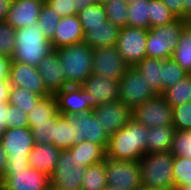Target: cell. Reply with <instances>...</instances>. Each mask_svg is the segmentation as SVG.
<instances>
[{
	"label": "cell",
	"mask_w": 191,
	"mask_h": 190,
	"mask_svg": "<svg viewBox=\"0 0 191 190\" xmlns=\"http://www.w3.org/2000/svg\"><path fill=\"white\" fill-rule=\"evenodd\" d=\"M146 138L147 127L131 118L123 128L110 135L106 157L139 161L146 154Z\"/></svg>",
	"instance_id": "1"
},
{
	"label": "cell",
	"mask_w": 191,
	"mask_h": 190,
	"mask_svg": "<svg viewBox=\"0 0 191 190\" xmlns=\"http://www.w3.org/2000/svg\"><path fill=\"white\" fill-rule=\"evenodd\" d=\"M174 155L171 152L146 153L139 160L141 188L173 190Z\"/></svg>",
	"instance_id": "2"
},
{
	"label": "cell",
	"mask_w": 191,
	"mask_h": 190,
	"mask_svg": "<svg viewBox=\"0 0 191 190\" xmlns=\"http://www.w3.org/2000/svg\"><path fill=\"white\" fill-rule=\"evenodd\" d=\"M15 50L12 61L38 67L39 62L53 51L51 41L38 23L15 29Z\"/></svg>",
	"instance_id": "3"
},
{
	"label": "cell",
	"mask_w": 191,
	"mask_h": 190,
	"mask_svg": "<svg viewBox=\"0 0 191 190\" xmlns=\"http://www.w3.org/2000/svg\"><path fill=\"white\" fill-rule=\"evenodd\" d=\"M56 52L65 69L64 75L68 86H81L92 74L93 49L80 42L60 47Z\"/></svg>",
	"instance_id": "4"
},
{
	"label": "cell",
	"mask_w": 191,
	"mask_h": 190,
	"mask_svg": "<svg viewBox=\"0 0 191 190\" xmlns=\"http://www.w3.org/2000/svg\"><path fill=\"white\" fill-rule=\"evenodd\" d=\"M189 22L177 18L175 21L148 29L146 41L147 57L158 59L171 58L176 49L180 35Z\"/></svg>",
	"instance_id": "5"
},
{
	"label": "cell",
	"mask_w": 191,
	"mask_h": 190,
	"mask_svg": "<svg viewBox=\"0 0 191 190\" xmlns=\"http://www.w3.org/2000/svg\"><path fill=\"white\" fill-rule=\"evenodd\" d=\"M71 126H74V144L81 141H90L101 145L105 150L108 147L109 135L98 122L92 110L78 114H61Z\"/></svg>",
	"instance_id": "6"
},
{
	"label": "cell",
	"mask_w": 191,
	"mask_h": 190,
	"mask_svg": "<svg viewBox=\"0 0 191 190\" xmlns=\"http://www.w3.org/2000/svg\"><path fill=\"white\" fill-rule=\"evenodd\" d=\"M155 95L144 76L134 66L129 67L119 80L118 100L131 110Z\"/></svg>",
	"instance_id": "7"
},
{
	"label": "cell",
	"mask_w": 191,
	"mask_h": 190,
	"mask_svg": "<svg viewBox=\"0 0 191 190\" xmlns=\"http://www.w3.org/2000/svg\"><path fill=\"white\" fill-rule=\"evenodd\" d=\"M87 167L79 166L69 150H61L58 162L50 175V184L59 190H81Z\"/></svg>",
	"instance_id": "8"
},
{
	"label": "cell",
	"mask_w": 191,
	"mask_h": 190,
	"mask_svg": "<svg viewBox=\"0 0 191 190\" xmlns=\"http://www.w3.org/2000/svg\"><path fill=\"white\" fill-rule=\"evenodd\" d=\"M106 180L108 186L123 190L141 188L139 161L117 160L105 157Z\"/></svg>",
	"instance_id": "9"
},
{
	"label": "cell",
	"mask_w": 191,
	"mask_h": 190,
	"mask_svg": "<svg viewBox=\"0 0 191 190\" xmlns=\"http://www.w3.org/2000/svg\"><path fill=\"white\" fill-rule=\"evenodd\" d=\"M132 118L147 128L168 126L173 125V110L159 94L132 109Z\"/></svg>",
	"instance_id": "10"
},
{
	"label": "cell",
	"mask_w": 191,
	"mask_h": 190,
	"mask_svg": "<svg viewBox=\"0 0 191 190\" xmlns=\"http://www.w3.org/2000/svg\"><path fill=\"white\" fill-rule=\"evenodd\" d=\"M148 30L125 26L120 29L116 47L124 61L133 67L145 57Z\"/></svg>",
	"instance_id": "11"
},
{
	"label": "cell",
	"mask_w": 191,
	"mask_h": 190,
	"mask_svg": "<svg viewBox=\"0 0 191 190\" xmlns=\"http://www.w3.org/2000/svg\"><path fill=\"white\" fill-rule=\"evenodd\" d=\"M129 67L118 52L116 45L93 49V74L120 80Z\"/></svg>",
	"instance_id": "12"
},
{
	"label": "cell",
	"mask_w": 191,
	"mask_h": 190,
	"mask_svg": "<svg viewBox=\"0 0 191 190\" xmlns=\"http://www.w3.org/2000/svg\"><path fill=\"white\" fill-rule=\"evenodd\" d=\"M50 185V176L42 171L27 169L5 170L0 190H45Z\"/></svg>",
	"instance_id": "13"
},
{
	"label": "cell",
	"mask_w": 191,
	"mask_h": 190,
	"mask_svg": "<svg viewBox=\"0 0 191 190\" xmlns=\"http://www.w3.org/2000/svg\"><path fill=\"white\" fill-rule=\"evenodd\" d=\"M92 111L109 136L123 128L132 118V110L119 100L96 105Z\"/></svg>",
	"instance_id": "14"
},
{
	"label": "cell",
	"mask_w": 191,
	"mask_h": 190,
	"mask_svg": "<svg viewBox=\"0 0 191 190\" xmlns=\"http://www.w3.org/2000/svg\"><path fill=\"white\" fill-rule=\"evenodd\" d=\"M8 80L10 86L28 89L43 97L51 95L46 89L37 67L12 61Z\"/></svg>",
	"instance_id": "15"
},
{
	"label": "cell",
	"mask_w": 191,
	"mask_h": 190,
	"mask_svg": "<svg viewBox=\"0 0 191 190\" xmlns=\"http://www.w3.org/2000/svg\"><path fill=\"white\" fill-rule=\"evenodd\" d=\"M93 107L118 100L119 80L91 74L81 85Z\"/></svg>",
	"instance_id": "16"
},
{
	"label": "cell",
	"mask_w": 191,
	"mask_h": 190,
	"mask_svg": "<svg viewBox=\"0 0 191 190\" xmlns=\"http://www.w3.org/2000/svg\"><path fill=\"white\" fill-rule=\"evenodd\" d=\"M7 159H28L35 141L30 128H8L1 139Z\"/></svg>",
	"instance_id": "17"
},
{
	"label": "cell",
	"mask_w": 191,
	"mask_h": 190,
	"mask_svg": "<svg viewBox=\"0 0 191 190\" xmlns=\"http://www.w3.org/2000/svg\"><path fill=\"white\" fill-rule=\"evenodd\" d=\"M44 0H13L5 22L14 29L32 27L38 22Z\"/></svg>",
	"instance_id": "18"
},
{
	"label": "cell",
	"mask_w": 191,
	"mask_h": 190,
	"mask_svg": "<svg viewBox=\"0 0 191 190\" xmlns=\"http://www.w3.org/2000/svg\"><path fill=\"white\" fill-rule=\"evenodd\" d=\"M59 114H78L93 109L89 95L81 86H68L54 94Z\"/></svg>",
	"instance_id": "19"
},
{
	"label": "cell",
	"mask_w": 191,
	"mask_h": 190,
	"mask_svg": "<svg viewBox=\"0 0 191 190\" xmlns=\"http://www.w3.org/2000/svg\"><path fill=\"white\" fill-rule=\"evenodd\" d=\"M38 72L40 73L46 89L51 93L68 87L63 65L60 63L56 50H53L44 57L38 64Z\"/></svg>",
	"instance_id": "20"
},
{
	"label": "cell",
	"mask_w": 191,
	"mask_h": 190,
	"mask_svg": "<svg viewBox=\"0 0 191 190\" xmlns=\"http://www.w3.org/2000/svg\"><path fill=\"white\" fill-rule=\"evenodd\" d=\"M84 30L78 15L61 17L54 34L50 40L53 50L67 45L83 42Z\"/></svg>",
	"instance_id": "21"
},
{
	"label": "cell",
	"mask_w": 191,
	"mask_h": 190,
	"mask_svg": "<svg viewBox=\"0 0 191 190\" xmlns=\"http://www.w3.org/2000/svg\"><path fill=\"white\" fill-rule=\"evenodd\" d=\"M61 150L54 144H35L28 154L29 167L49 176L53 173Z\"/></svg>",
	"instance_id": "22"
},
{
	"label": "cell",
	"mask_w": 191,
	"mask_h": 190,
	"mask_svg": "<svg viewBox=\"0 0 191 190\" xmlns=\"http://www.w3.org/2000/svg\"><path fill=\"white\" fill-rule=\"evenodd\" d=\"M120 29L119 26L107 20L101 26L90 27V30L84 33L83 42L92 49L116 45Z\"/></svg>",
	"instance_id": "23"
},
{
	"label": "cell",
	"mask_w": 191,
	"mask_h": 190,
	"mask_svg": "<svg viewBox=\"0 0 191 190\" xmlns=\"http://www.w3.org/2000/svg\"><path fill=\"white\" fill-rule=\"evenodd\" d=\"M175 131L173 125L147 128L146 153L170 152Z\"/></svg>",
	"instance_id": "24"
},
{
	"label": "cell",
	"mask_w": 191,
	"mask_h": 190,
	"mask_svg": "<svg viewBox=\"0 0 191 190\" xmlns=\"http://www.w3.org/2000/svg\"><path fill=\"white\" fill-rule=\"evenodd\" d=\"M69 151L74 154L78 165L84 167L100 163L106 157V150L101 145L84 140L74 144Z\"/></svg>",
	"instance_id": "25"
},
{
	"label": "cell",
	"mask_w": 191,
	"mask_h": 190,
	"mask_svg": "<svg viewBox=\"0 0 191 190\" xmlns=\"http://www.w3.org/2000/svg\"><path fill=\"white\" fill-rule=\"evenodd\" d=\"M163 59L145 57L134 67L144 76L149 88L156 94H161Z\"/></svg>",
	"instance_id": "26"
},
{
	"label": "cell",
	"mask_w": 191,
	"mask_h": 190,
	"mask_svg": "<svg viewBox=\"0 0 191 190\" xmlns=\"http://www.w3.org/2000/svg\"><path fill=\"white\" fill-rule=\"evenodd\" d=\"M57 102L54 94L42 97L31 112L28 113L29 128L33 123L49 122V119H54L58 115Z\"/></svg>",
	"instance_id": "27"
},
{
	"label": "cell",
	"mask_w": 191,
	"mask_h": 190,
	"mask_svg": "<svg viewBox=\"0 0 191 190\" xmlns=\"http://www.w3.org/2000/svg\"><path fill=\"white\" fill-rule=\"evenodd\" d=\"M183 70L191 74V23L183 29L176 49L171 56Z\"/></svg>",
	"instance_id": "28"
},
{
	"label": "cell",
	"mask_w": 191,
	"mask_h": 190,
	"mask_svg": "<svg viewBox=\"0 0 191 190\" xmlns=\"http://www.w3.org/2000/svg\"><path fill=\"white\" fill-rule=\"evenodd\" d=\"M53 144L60 150H69L74 145V126L61 114L54 118Z\"/></svg>",
	"instance_id": "29"
},
{
	"label": "cell",
	"mask_w": 191,
	"mask_h": 190,
	"mask_svg": "<svg viewBox=\"0 0 191 190\" xmlns=\"http://www.w3.org/2000/svg\"><path fill=\"white\" fill-rule=\"evenodd\" d=\"M150 0H136L128 5L127 26L149 29L150 28Z\"/></svg>",
	"instance_id": "30"
},
{
	"label": "cell",
	"mask_w": 191,
	"mask_h": 190,
	"mask_svg": "<svg viewBox=\"0 0 191 190\" xmlns=\"http://www.w3.org/2000/svg\"><path fill=\"white\" fill-rule=\"evenodd\" d=\"M107 186L105 162L87 167L82 178L81 190H103Z\"/></svg>",
	"instance_id": "31"
},
{
	"label": "cell",
	"mask_w": 191,
	"mask_h": 190,
	"mask_svg": "<svg viewBox=\"0 0 191 190\" xmlns=\"http://www.w3.org/2000/svg\"><path fill=\"white\" fill-rule=\"evenodd\" d=\"M42 97L28 89L11 86L8 103L28 114Z\"/></svg>",
	"instance_id": "32"
},
{
	"label": "cell",
	"mask_w": 191,
	"mask_h": 190,
	"mask_svg": "<svg viewBox=\"0 0 191 190\" xmlns=\"http://www.w3.org/2000/svg\"><path fill=\"white\" fill-rule=\"evenodd\" d=\"M84 33L90 30V27L101 26L107 21V15L103 3H94L93 5L82 9L78 14Z\"/></svg>",
	"instance_id": "33"
},
{
	"label": "cell",
	"mask_w": 191,
	"mask_h": 190,
	"mask_svg": "<svg viewBox=\"0 0 191 190\" xmlns=\"http://www.w3.org/2000/svg\"><path fill=\"white\" fill-rule=\"evenodd\" d=\"M190 74L179 80L172 87L167 88L163 92V97L166 102L171 106H177L179 104H183L185 102H190Z\"/></svg>",
	"instance_id": "34"
},
{
	"label": "cell",
	"mask_w": 191,
	"mask_h": 190,
	"mask_svg": "<svg viewBox=\"0 0 191 190\" xmlns=\"http://www.w3.org/2000/svg\"><path fill=\"white\" fill-rule=\"evenodd\" d=\"M189 73L182 69V67L172 58L163 60L162 64V79H161V94L175 85L179 80L187 77Z\"/></svg>",
	"instance_id": "35"
},
{
	"label": "cell",
	"mask_w": 191,
	"mask_h": 190,
	"mask_svg": "<svg viewBox=\"0 0 191 190\" xmlns=\"http://www.w3.org/2000/svg\"><path fill=\"white\" fill-rule=\"evenodd\" d=\"M103 4L108 21L120 28L127 26L128 5L124 0H106Z\"/></svg>",
	"instance_id": "36"
},
{
	"label": "cell",
	"mask_w": 191,
	"mask_h": 190,
	"mask_svg": "<svg viewBox=\"0 0 191 190\" xmlns=\"http://www.w3.org/2000/svg\"><path fill=\"white\" fill-rule=\"evenodd\" d=\"M177 17L160 0H150V28L162 26L175 21Z\"/></svg>",
	"instance_id": "37"
},
{
	"label": "cell",
	"mask_w": 191,
	"mask_h": 190,
	"mask_svg": "<svg viewBox=\"0 0 191 190\" xmlns=\"http://www.w3.org/2000/svg\"><path fill=\"white\" fill-rule=\"evenodd\" d=\"M60 19L61 16L44 2L37 23L42 27L44 36L49 40L54 37Z\"/></svg>",
	"instance_id": "38"
},
{
	"label": "cell",
	"mask_w": 191,
	"mask_h": 190,
	"mask_svg": "<svg viewBox=\"0 0 191 190\" xmlns=\"http://www.w3.org/2000/svg\"><path fill=\"white\" fill-rule=\"evenodd\" d=\"M170 152L174 156L191 159V130H176Z\"/></svg>",
	"instance_id": "39"
},
{
	"label": "cell",
	"mask_w": 191,
	"mask_h": 190,
	"mask_svg": "<svg viewBox=\"0 0 191 190\" xmlns=\"http://www.w3.org/2000/svg\"><path fill=\"white\" fill-rule=\"evenodd\" d=\"M173 179L175 187L191 185V159L174 156Z\"/></svg>",
	"instance_id": "40"
},
{
	"label": "cell",
	"mask_w": 191,
	"mask_h": 190,
	"mask_svg": "<svg viewBox=\"0 0 191 190\" xmlns=\"http://www.w3.org/2000/svg\"><path fill=\"white\" fill-rule=\"evenodd\" d=\"M15 29L0 21V55L12 58L15 50Z\"/></svg>",
	"instance_id": "41"
},
{
	"label": "cell",
	"mask_w": 191,
	"mask_h": 190,
	"mask_svg": "<svg viewBox=\"0 0 191 190\" xmlns=\"http://www.w3.org/2000/svg\"><path fill=\"white\" fill-rule=\"evenodd\" d=\"M173 126L176 130H191V102L172 107Z\"/></svg>",
	"instance_id": "42"
},
{
	"label": "cell",
	"mask_w": 191,
	"mask_h": 190,
	"mask_svg": "<svg viewBox=\"0 0 191 190\" xmlns=\"http://www.w3.org/2000/svg\"><path fill=\"white\" fill-rule=\"evenodd\" d=\"M30 129L35 144H53L54 119H49V122L33 123Z\"/></svg>",
	"instance_id": "43"
},
{
	"label": "cell",
	"mask_w": 191,
	"mask_h": 190,
	"mask_svg": "<svg viewBox=\"0 0 191 190\" xmlns=\"http://www.w3.org/2000/svg\"><path fill=\"white\" fill-rule=\"evenodd\" d=\"M8 128H29L28 114L20 108L10 105L7 102V119Z\"/></svg>",
	"instance_id": "44"
},
{
	"label": "cell",
	"mask_w": 191,
	"mask_h": 190,
	"mask_svg": "<svg viewBox=\"0 0 191 190\" xmlns=\"http://www.w3.org/2000/svg\"><path fill=\"white\" fill-rule=\"evenodd\" d=\"M61 17L75 15L76 0H44Z\"/></svg>",
	"instance_id": "45"
},
{
	"label": "cell",
	"mask_w": 191,
	"mask_h": 190,
	"mask_svg": "<svg viewBox=\"0 0 191 190\" xmlns=\"http://www.w3.org/2000/svg\"><path fill=\"white\" fill-rule=\"evenodd\" d=\"M160 1H162L177 18L184 20L183 0H160Z\"/></svg>",
	"instance_id": "46"
},
{
	"label": "cell",
	"mask_w": 191,
	"mask_h": 190,
	"mask_svg": "<svg viewBox=\"0 0 191 190\" xmlns=\"http://www.w3.org/2000/svg\"><path fill=\"white\" fill-rule=\"evenodd\" d=\"M11 62V58L0 55V80L9 79Z\"/></svg>",
	"instance_id": "47"
},
{
	"label": "cell",
	"mask_w": 191,
	"mask_h": 190,
	"mask_svg": "<svg viewBox=\"0 0 191 190\" xmlns=\"http://www.w3.org/2000/svg\"><path fill=\"white\" fill-rule=\"evenodd\" d=\"M28 167V159H7L6 162V170L27 169Z\"/></svg>",
	"instance_id": "48"
},
{
	"label": "cell",
	"mask_w": 191,
	"mask_h": 190,
	"mask_svg": "<svg viewBox=\"0 0 191 190\" xmlns=\"http://www.w3.org/2000/svg\"><path fill=\"white\" fill-rule=\"evenodd\" d=\"M7 102L0 103V142L4 132L7 130Z\"/></svg>",
	"instance_id": "49"
},
{
	"label": "cell",
	"mask_w": 191,
	"mask_h": 190,
	"mask_svg": "<svg viewBox=\"0 0 191 190\" xmlns=\"http://www.w3.org/2000/svg\"><path fill=\"white\" fill-rule=\"evenodd\" d=\"M10 88L11 86L8 79L0 80V103L8 102Z\"/></svg>",
	"instance_id": "50"
},
{
	"label": "cell",
	"mask_w": 191,
	"mask_h": 190,
	"mask_svg": "<svg viewBox=\"0 0 191 190\" xmlns=\"http://www.w3.org/2000/svg\"><path fill=\"white\" fill-rule=\"evenodd\" d=\"M13 0H0V21H5Z\"/></svg>",
	"instance_id": "51"
},
{
	"label": "cell",
	"mask_w": 191,
	"mask_h": 190,
	"mask_svg": "<svg viewBox=\"0 0 191 190\" xmlns=\"http://www.w3.org/2000/svg\"><path fill=\"white\" fill-rule=\"evenodd\" d=\"M7 154L0 142V182L6 170Z\"/></svg>",
	"instance_id": "52"
},
{
	"label": "cell",
	"mask_w": 191,
	"mask_h": 190,
	"mask_svg": "<svg viewBox=\"0 0 191 190\" xmlns=\"http://www.w3.org/2000/svg\"><path fill=\"white\" fill-rule=\"evenodd\" d=\"M93 0H76L75 15H77L82 9L93 5Z\"/></svg>",
	"instance_id": "53"
},
{
	"label": "cell",
	"mask_w": 191,
	"mask_h": 190,
	"mask_svg": "<svg viewBox=\"0 0 191 190\" xmlns=\"http://www.w3.org/2000/svg\"><path fill=\"white\" fill-rule=\"evenodd\" d=\"M184 3V20L191 22V0H183Z\"/></svg>",
	"instance_id": "54"
},
{
	"label": "cell",
	"mask_w": 191,
	"mask_h": 190,
	"mask_svg": "<svg viewBox=\"0 0 191 190\" xmlns=\"http://www.w3.org/2000/svg\"><path fill=\"white\" fill-rule=\"evenodd\" d=\"M173 190H191V185L177 186V187H174Z\"/></svg>",
	"instance_id": "55"
},
{
	"label": "cell",
	"mask_w": 191,
	"mask_h": 190,
	"mask_svg": "<svg viewBox=\"0 0 191 190\" xmlns=\"http://www.w3.org/2000/svg\"><path fill=\"white\" fill-rule=\"evenodd\" d=\"M103 190H123V189H120V188H116L114 186H106Z\"/></svg>",
	"instance_id": "56"
},
{
	"label": "cell",
	"mask_w": 191,
	"mask_h": 190,
	"mask_svg": "<svg viewBox=\"0 0 191 190\" xmlns=\"http://www.w3.org/2000/svg\"><path fill=\"white\" fill-rule=\"evenodd\" d=\"M45 190H59V189L50 184Z\"/></svg>",
	"instance_id": "57"
},
{
	"label": "cell",
	"mask_w": 191,
	"mask_h": 190,
	"mask_svg": "<svg viewBox=\"0 0 191 190\" xmlns=\"http://www.w3.org/2000/svg\"><path fill=\"white\" fill-rule=\"evenodd\" d=\"M127 5L134 3L136 0H124Z\"/></svg>",
	"instance_id": "58"
},
{
	"label": "cell",
	"mask_w": 191,
	"mask_h": 190,
	"mask_svg": "<svg viewBox=\"0 0 191 190\" xmlns=\"http://www.w3.org/2000/svg\"><path fill=\"white\" fill-rule=\"evenodd\" d=\"M95 3H104L106 0H93Z\"/></svg>",
	"instance_id": "59"
},
{
	"label": "cell",
	"mask_w": 191,
	"mask_h": 190,
	"mask_svg": "<svg viewBox=\"0 0 191 190\" xmlns=\"http://www.w3.org/2000/svg\"><path fill=\"white\" fill-rule=\"evenodd\" d=\"M190 88H191V74H190ZM190 102H191V90H190Z\"/></svg>",
	"instance_id": "60"
},
{
	"label": "cell",
	"mask_w": 191,
	"mask_h": 190,
	"mask_svg": "<svg viewBox=\"0 0 191 190\" xmlns=\"http://www.w3.org/2000/svg\"><path fill=\"white\" fill-rule=\"evenodd\" d=\"M136 190H150V189H143V188H140V189H136Z\"/></svg>",
	"instance_id": "61"
}]
</instances>
